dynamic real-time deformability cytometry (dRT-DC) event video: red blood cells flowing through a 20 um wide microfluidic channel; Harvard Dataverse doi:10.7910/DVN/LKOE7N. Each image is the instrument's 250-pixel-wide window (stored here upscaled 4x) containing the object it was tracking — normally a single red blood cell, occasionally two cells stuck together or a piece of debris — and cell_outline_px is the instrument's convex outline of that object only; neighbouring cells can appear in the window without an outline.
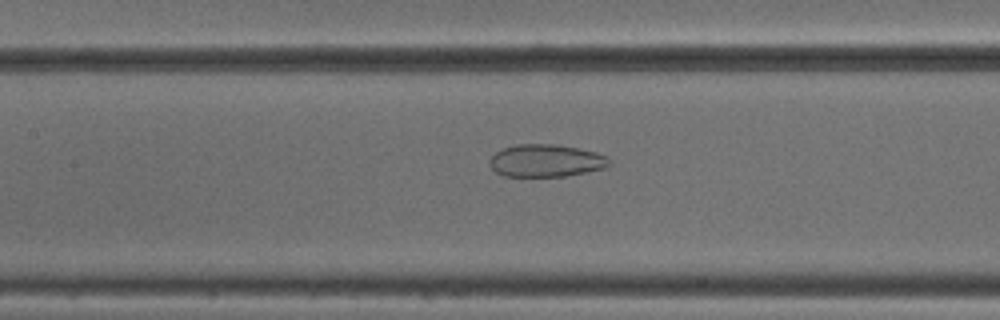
{"species": "common noctule bat (a hibernating species)", "species_latin": "Nyctalus noctula", "temperature_condition": "cold", "stored_images_in_passage": 37, "camera_frame_rate_fps": 3000, "um_per_image_px": 0.085, "animal": {"sex": "male", "body_mass_g": 18.8}, "frame": {"image": 1, "passage_image": 18, "time_ms": 5.667, "image_size_px": [1000, 320], "cell_outline_px": [[612, 164], [604, 168], [564, 176], [504, 176], [496, 172], [488, 164], [488, 160], [496, 152], [504, 148], [516, 144], [556, 144], [596, 152], [608, 156]], "centroid_in_image_um": [46.4, 13.65], "position_along_channel_um": 161.0, "area_um2": 22.66}}
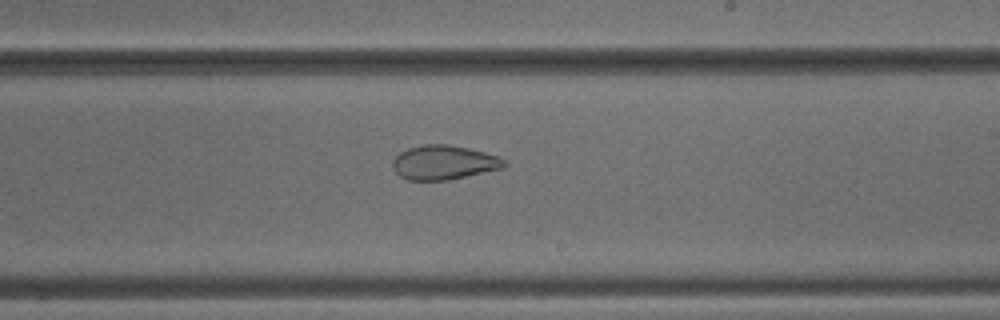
{"frame": {"image": 2, "passage_image": 25, "time_ms": 8.0, "image_size_px": [1000, 320], "cell_outline_px": [[508, 164], [504, 168], [448, 180], [408, 180], [400, 176], [392, 168], [392, 160], [400, 152], [408, 148], [424, 144], [448, 144], [468, 148], [484, 152], [496, 156], [504, 160]], "centroid_in_image_um": [37.71, 13.81], "position_along_channel_um": 251.3, "area_um2": 22.31}}
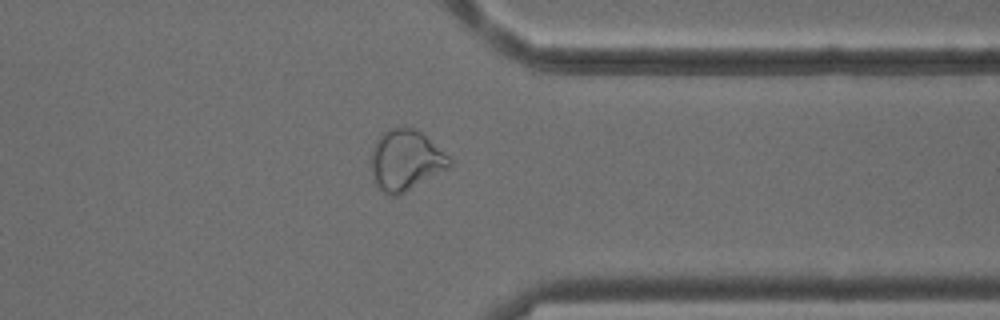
{"frame": {"image": 3, "passage_image": 35, "time_ms": 11.333, "image_size_px": [1000, 320], "cell_outline_px": [[452, 164], [448, 168], [404, 192], [396, 196], [388, 196], [376, 184], [372, 172], [372, 148], [376, 140], [388, 128], [416, 128], [448, 156], [452, 160]], "centroid_in_image_um": [34.47, 13.61], "position_along_channel_um": 376.9, "area_um2": 27.11}}